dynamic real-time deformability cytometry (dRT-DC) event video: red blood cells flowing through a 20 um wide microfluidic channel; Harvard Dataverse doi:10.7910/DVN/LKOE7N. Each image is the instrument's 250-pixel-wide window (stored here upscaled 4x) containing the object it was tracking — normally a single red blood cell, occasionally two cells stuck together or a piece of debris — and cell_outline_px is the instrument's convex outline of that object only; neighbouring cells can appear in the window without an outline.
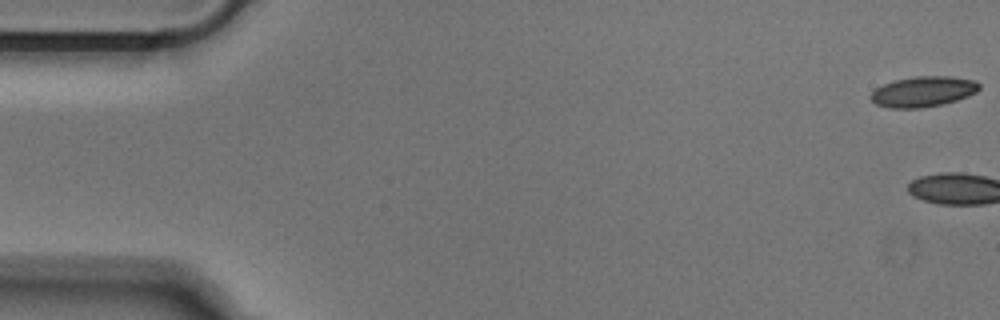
{"species": "Egyptian fruit bat (a non-hibernating species)", "species_latin": "Rousettus aegyptiacus", "temperature_condition": "cold", "stored_images_in_passage": 3, "camera_frame_rate_fps": 3000, "um_per_image_px": 0.085, "animal": {"sex": "male"}, "frame": {"image": 1, "passage_image": 1, "time_ms": 0.0, "image_size_px": [1000, 320], "cell_outline_px": [[980, 88], [976, 92], [968, 96], [944, 104], [924, 108], [888, 108], [876, 104], [868, 96], [876, 88], [884, 84], [896, 80], [916, 76], [952, 76], [976, 80], [980, 84]], "centroid_in_image_um": [78.48, 7.79], "position_along_channel_um": 6.5, "area_um2": 19.42}}